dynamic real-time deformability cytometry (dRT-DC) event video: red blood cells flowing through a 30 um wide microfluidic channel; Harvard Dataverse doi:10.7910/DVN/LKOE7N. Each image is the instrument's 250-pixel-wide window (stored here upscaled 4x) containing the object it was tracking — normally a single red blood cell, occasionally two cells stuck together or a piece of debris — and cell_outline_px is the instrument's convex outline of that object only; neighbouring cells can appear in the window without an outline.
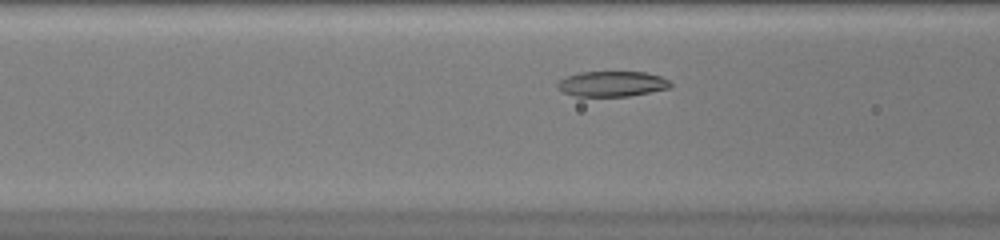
{"species": "common noctule bat (a hibernating species)", "species_latin": "Nyctalus noctula", "temperature_condition": "warm", "stored_images_in_passage": 37, "camera_frame_rate_fps": 3000, "um_per_image_px": 0.085, "animal": {"sex": "female", "body_mass_g": 20.0, "forearm_length_mm": 54.0}, "frame": {"image": 1, "passage_image": 8, "time_ms": 2.333, "image_size_px": [1000, 240], "cell_outline_px": [[672, 84], [668, 88], [628, 96], [576, 96], [564, 92], [556, 88], [556, 84], [560, 80], [568, 76], [580, 72], [644, 72], [660, 76], [668, 80]], "centroid_in_image_um": [51.99, 7.12], "position_along_channel_um": 114.6, "area_um2": 16.47}}
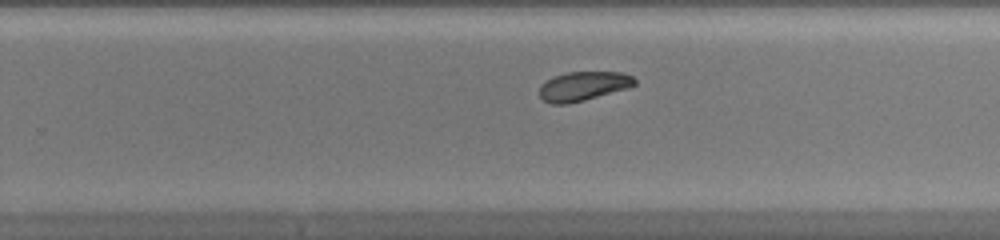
{"frame": {"image": 2, "passage_image": 20, "time_ms": 6.333, "image_size_px": [1000, 240], "cell_outline_px": [[636, 84], [628, 88], [584, 100], [568, 104], [552, 104], [544, 100], [540, 96], [540, 84], [556, 76], [568, 72], [620, 72], [632, 76], [636, 80]], "centroid_in_image_um": [49.59, 7.32], "position_along_channel_um": 280.2, "area_um2": 16.01}}
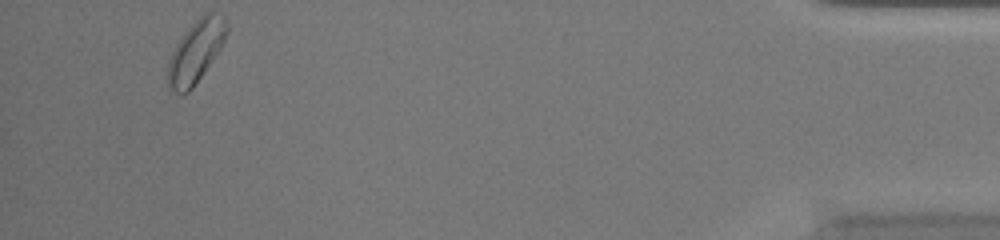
{"frame": {"image": 3, "passage_image": 35, "time_ms": 11.333, "image_size_px": [1000, 240], "cell_outline_px": [[228, 32], [220, 48], [212, 60], [192, 88], [188, 92], [180, 96], [172, 92], [168, 88], [168, 60], [176, 44], [184, 32], [204, 12], [212, 12], [224, 16], [228, 24]], "centroid_in_image_um": [16.63, 4.38], "position_along_channel_um": 418.6, "area_um2": 21.33}, "authors_computed_cell_mechanics": {"area_um2": 17.1666, "velocity_mm_per_s": 4.1472, "shape_relaxation_time_tau1_ms": 6.2654, "shape_relaxation_time_tau2_ms": 4.9283, "deformation_change_tau1": 0.1488, "deformation_change_tau2": 0.0896}}